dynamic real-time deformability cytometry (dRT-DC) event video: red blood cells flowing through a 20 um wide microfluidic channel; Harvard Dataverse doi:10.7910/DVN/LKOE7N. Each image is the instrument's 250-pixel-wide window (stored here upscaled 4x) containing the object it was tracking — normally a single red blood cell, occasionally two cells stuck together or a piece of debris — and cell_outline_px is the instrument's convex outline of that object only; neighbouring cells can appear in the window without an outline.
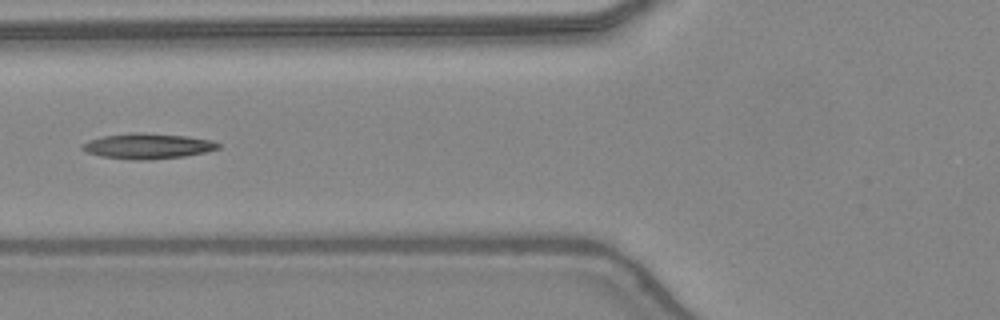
{"species": "common noctule bat (a hibernating species)", "species_latin": "Nyctalus noctula", "temperature_condition": "warm", "stored_images_in_passage": 39, "camera_frame_rate_fps": 3000, "um_per_image_px": 0.085, "animal": {"sex": "female", "body_mass_g": 24.6, "forearm_length_mm": 56.2}, "frame": {"image": 1, "passage_image": 11, "time_ms": 3.333, "image_size_px": [1000, 320], "cell_outline_px": [[220, 148], [208, 152], [184, 156], [148, 160], [136, 160], [100, 156], [88, 152], [80, 148], [80, 144], [88, 140], [104, 136], [132, 132], [140, 132], [188, 136], [212, 140], [220, 144]], "centroid_in_image_um": [12.56, 12.41], "position_along_channel_um": 113.2, "area_um2": 20.29}}
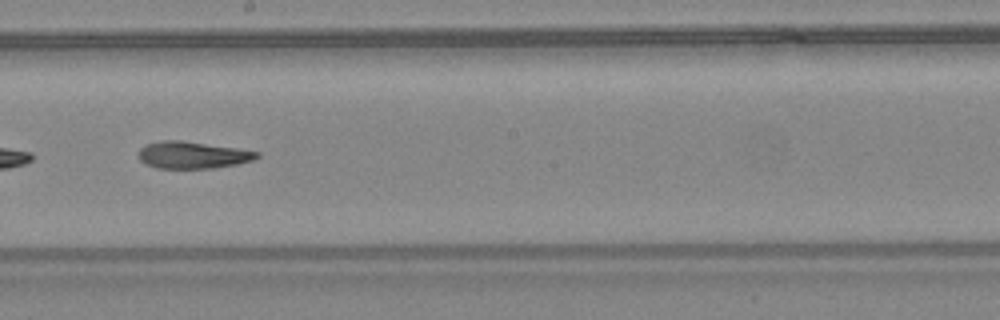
{"frame": {"image": 2, "passage_image": 19, "time_ms": 6.0, "image_size_px": [1000, 320], "cell_outline_px": [[260, 156], [252, 160], [236, 164], [212, 168], [156, 168], [144, 164], [140, 160], [140, 148], [148, 144], [160, 140], [180, 140], [236, 148], [260, 152]], "centroid_in_image_um": [16.36, 13.18], "position_along_channel_um": 231.8, "area_um2": 18.44}}
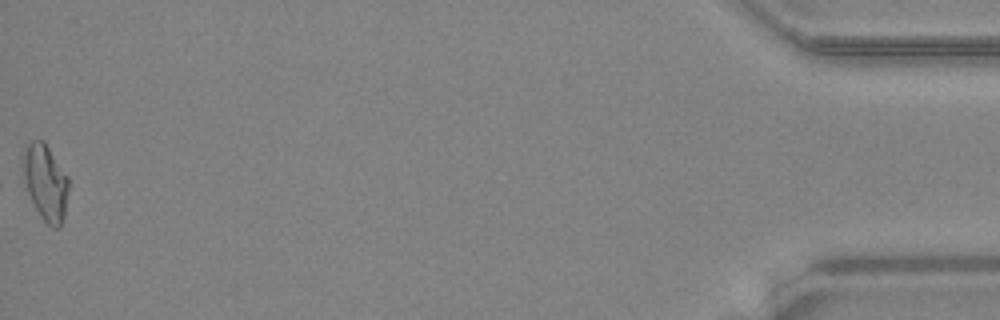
{"frame": {"image": 3, "passage_image": 39, "time_ms": 12.667, "image_size_px": [1000, 320], "cell_outline_px": [[68, 188], [64, 216], [60, 228], [52, 228], [40, 216], [28, 192], [24, 180], [20, 156], [24, 148], [32, 140], [44, 140], [68, 176]], "centroid_in_image_um": [3.84, 15.46], "position_along_channel_um": 431.4, "area_um2": 20.35}, "authors_computed_cell_mechanics": {"area_um2": 19.3052, "velocity_mm_per_s": 4.4333, "shape_relaxation_time_tau1_ms": null, "shape_relaxation_time_tau2_ms": 5.2424, "deformation_change_tau1": null, "deformation_change_tau2": 0.1716}}